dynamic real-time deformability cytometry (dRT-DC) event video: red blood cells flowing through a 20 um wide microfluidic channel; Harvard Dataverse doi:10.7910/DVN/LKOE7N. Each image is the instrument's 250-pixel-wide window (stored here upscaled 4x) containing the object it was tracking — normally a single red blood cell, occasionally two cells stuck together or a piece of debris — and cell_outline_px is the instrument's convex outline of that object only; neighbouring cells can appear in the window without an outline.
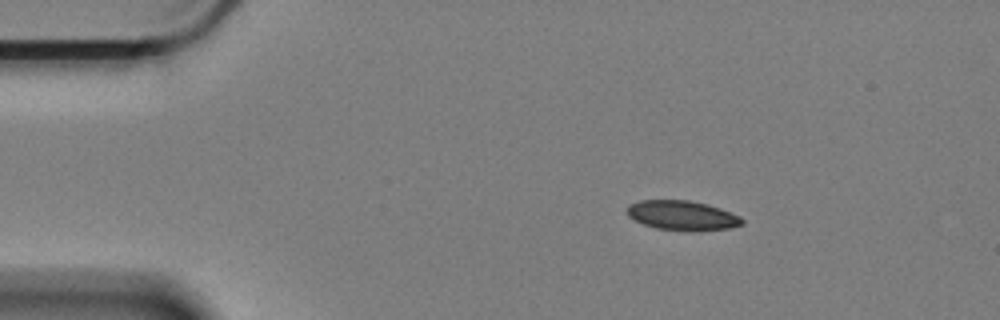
{"species": "Egyptian fruit bat (a non-hibernating species)", "species_latin": "Rousettus aegyptiacus", "temperature_condition": "cold", "stored_images_in_passage": 34, "camera_frame_rate_fps": 3000, "um_per_image_px": 0.085, "animal": {"sex": "female"}, "frame": {"image": 1, "passage_image": 1, "time_ms": 0.0, "image_size_px": [1000, 320], "cell_outline_px": [[744, 224], [732, 228], [656, 228], [644, 224], [628, 216], [628, 204], [640, 200], [688, 200], [708, 204], [720, 208], [740, 216], [744, 220]], "centroid_in_image_um": [57.98, 18.25], "position_along_channel_um": 27.0, "area_um2": 18.96}}
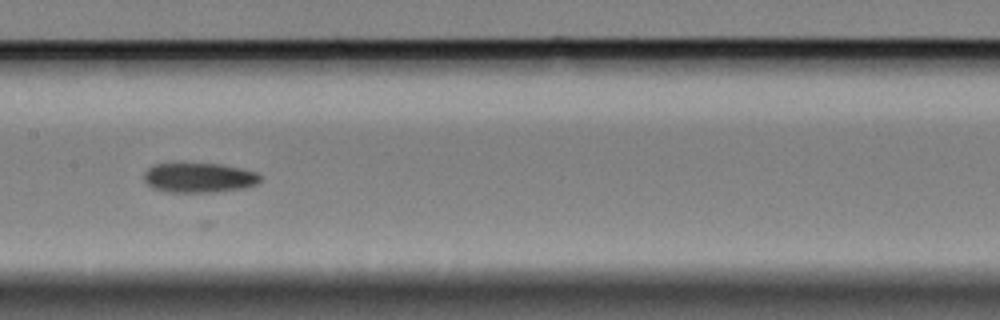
{"frame": {"image": 2, "passage_image": 21, "time_ms": 6.667, "image_size_px": [1000, 320], "cell_outline_px": [[260, 184], [244, 188], [216, 192], [164, 192], [152, 188], [144, 180], [144, 172], [148, 168], [156, 164], [180, 160], [220, 164], [240, 168], [256, 172], [260, 176]], "centroid_in_image_um": [16.88, 15.06], "position_along_channel_um": 190.5, "area_um2": 21.1}}
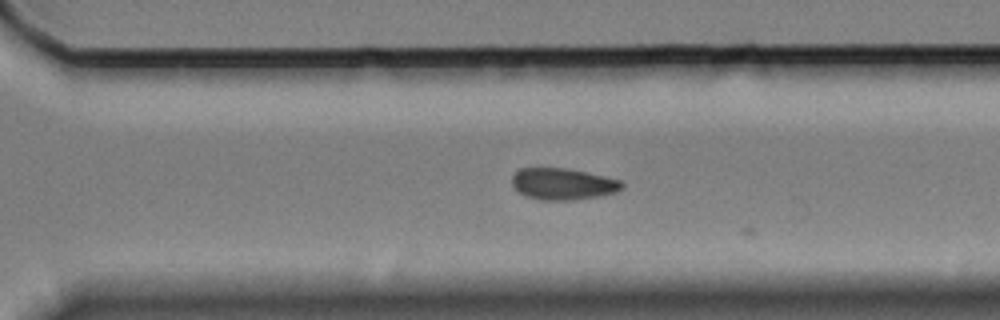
{"frame": {"image": 3, "passage_image": 33, "time_ms": 10.667, "image_size_px": [1000, 320], "cell_outline_px": [[624, 188], [616, 192], [596, 196], [572, 200], [540, 200], [524, 196], [512, 184], [512, 176], [520, 168], [564, 168], [604, 176], [620, 180], [624, 184]], "centroid_in_image_um": [47.84, 15.64], "position_along_channel_um": 322.8, "area_um2": 20.06}}